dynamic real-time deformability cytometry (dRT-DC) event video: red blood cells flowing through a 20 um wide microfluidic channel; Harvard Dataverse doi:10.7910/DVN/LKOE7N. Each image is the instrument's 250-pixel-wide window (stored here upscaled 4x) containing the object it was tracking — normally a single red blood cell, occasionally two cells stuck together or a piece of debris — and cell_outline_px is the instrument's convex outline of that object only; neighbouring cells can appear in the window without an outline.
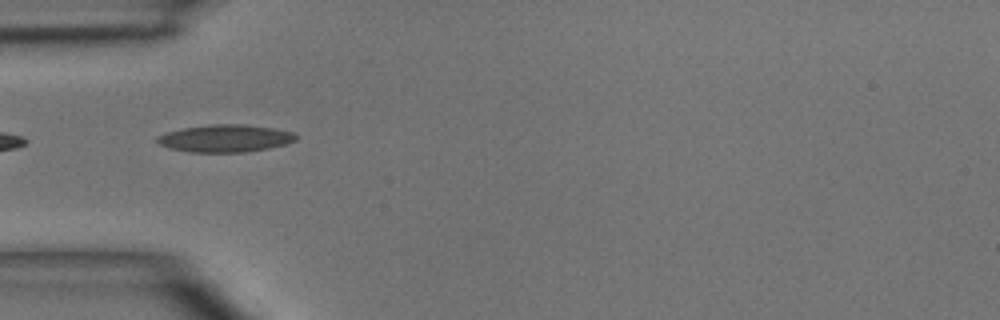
{"species": "common noctule bat (a hibernating species)", "species_latin": "Nyctalus noctula", "temperature_condition": "room temperature", "stored_images_in_passage": 4, "camera_frame_rate_fps": 3000, "um_per_image_px": 0.085, "animal": {"sex": "male", "body_mass_g": 15.6}, "frame": {"image": 1, "passage_image": 3, "time_ms": 2.333, "image_size_px": [1000, 320], "cell_outline_px": [[296, 140], [284, 144], [268, 148], [244, 152], [192, 152], [168, 148], [160, 144], [156, 140], [156, 136], [168, 132], [184, 128], [212, 124], [244, 124], [272, 128], [292, 132], [296, 136]], "centroid_in_image_um": [19.12, 11.76], "position_along_channel_um": 65.9, "area_um2": 21.91}}
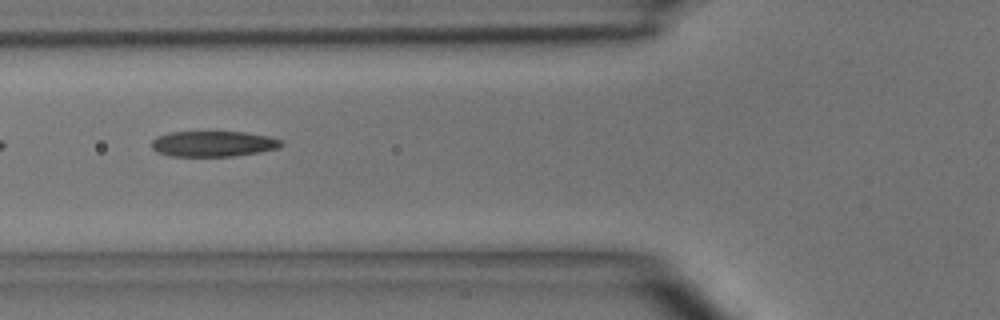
{"frame": {"image": 2, "passage_image": 4, "time_ms": 3.333, "image_size_px": [1000, 320], "cell_outline_px": [[284, 144], [280, 148], [260, 152], [232, 156], [172, 156], [156, 152], [152, 148], [152, 140], [156, 136], [168, 132], [244, 132], [268, 136], [280, 140]], "centroid_in_image_um": [18.11, 12.22], "position_along_channel_um": 107.7, "area_um2": 19.42}}